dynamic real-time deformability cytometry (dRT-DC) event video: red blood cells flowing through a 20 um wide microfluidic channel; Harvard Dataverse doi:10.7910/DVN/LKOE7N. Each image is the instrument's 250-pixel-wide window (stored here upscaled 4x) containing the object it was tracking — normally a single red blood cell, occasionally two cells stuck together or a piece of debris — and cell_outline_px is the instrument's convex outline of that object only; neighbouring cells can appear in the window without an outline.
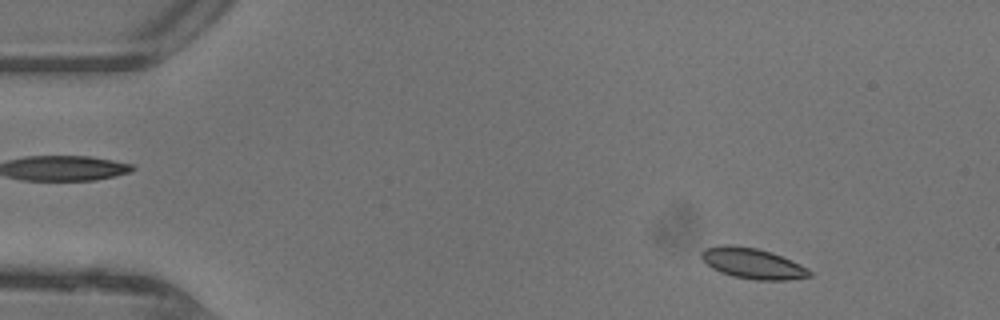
{"species": "common noctule bat (a hibernating species)", "species_latin": "Nyctalus noctula", "temperature_condition": "warm", "stored_images_in_passage": 46, "camera_frame_rate_fps": 3000, "um_per_image_px": 0.085, "animal": {"sex": "female"}, "frame": {"image": 1, "passage_image": 5, "time_ms": 1.333, "image_size_px": [1000, 320], "cell_outline_px": [[812, 276], [788, 280], [756, 280], [732, 276], [720, 272], [712, 268], [700, 256], [700, 252], [704, 248], [728, 244], [756, 248], [772, 252], [800, 264], [808, 268], [812, 272]], "centroid_in_image_um": [63.98, 22.39], "position_along_channel_um": 21.0, "area_um2": 19.31}}
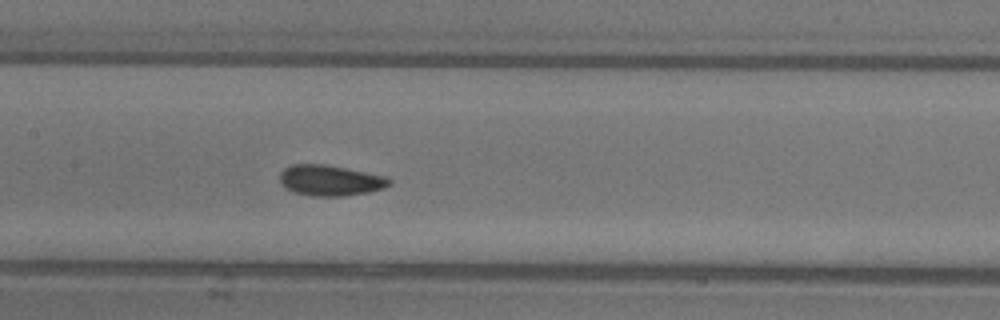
{"frame": {"image": 2, "passage_image": 22, "time_ms": 7.0, "image_size_px": [1000, 320], "cell_outline_px": [[392, 184], [384, 188], [368, 192], [344, 196], [312, 196], [292, 192], [284, 188], [280, 180], [280, 172], [284, 168], [292, 164], [324, 164], [388, 176], [392, 180]], "centroid_in_image_um": [28.08, 15.34], "position_along_channel_um": 179.3, "area_um2": 19.83}}
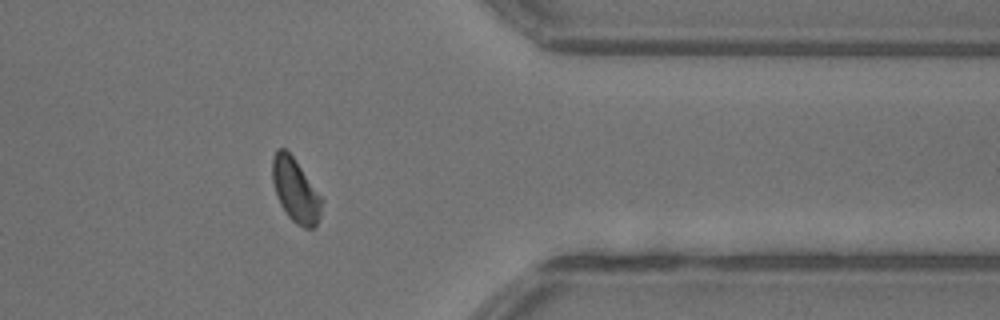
{"frame": {"image": 3, "passage_image": 37, "time_ms": 12.0, "image_size_px": [1000, 320], "cell_outline_px": [[324, 200], [320, 216], [316, 228], [304, 228], [296, 224], [288, 216], [280, 204], [272, 180], [272, 156], [276, 148], [284, 148], [292, 156]], "centroid_in_image_um": [25.12, 16.2], "position_along_channel_um": 386.3, "area_um2": 18.32}, "authors_computed_cell_mechanics": {"area_um2": 18.785, "velocity_mm_per_s": 4.4494, "shape_relaxation_time_tau1_ms": 3.0987, "shape_relaxation_time_tau2_ms": 1.2495, "deformation_change_tau1": 0.087, "deformation_change_tau2": 0.0645}}